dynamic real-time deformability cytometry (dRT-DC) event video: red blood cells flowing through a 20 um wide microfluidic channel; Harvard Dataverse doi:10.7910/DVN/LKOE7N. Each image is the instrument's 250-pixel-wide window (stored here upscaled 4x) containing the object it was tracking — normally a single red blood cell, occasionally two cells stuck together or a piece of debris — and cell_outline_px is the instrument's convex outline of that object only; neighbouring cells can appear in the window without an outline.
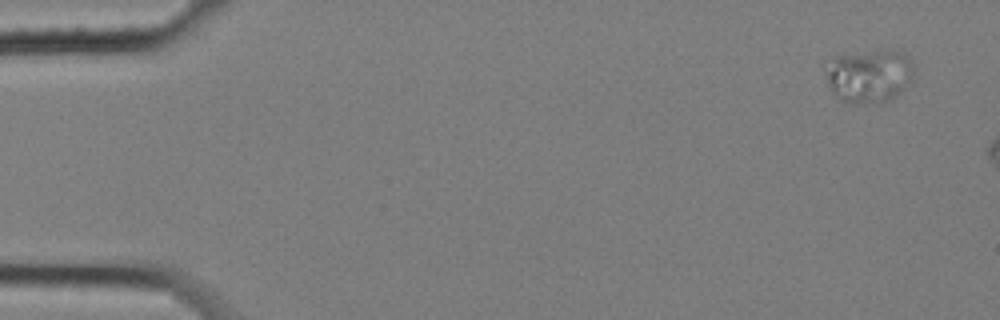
{"species": "common noctule bat (a hibernating species)", "species_latin": "Nyctalus noctula", "temperature_condition": "cold", "stored_images_in_passage": 3, "camera_frame_rate_fps": 3000, "um_per_image_px": 0.085, "animal": {"sex": "female", "body_mass_g": 25.1}, "frame": {"image": 1, "passage_image": 1, "time_ms": 0.0, "image_size_px": [1000, 320], "cell_outline_px": [[916, 64], [904, 88], [896, 96], [880, 104], [852, 104], [840, 100], [832, 92], [828, 84], [820, 64], [832, 56], [892, 48], [908, 56]], "centroid_in_image_um": [73.79, 6.43], "position_along_channel_um": 11.2, "area_um2": 28.5}}